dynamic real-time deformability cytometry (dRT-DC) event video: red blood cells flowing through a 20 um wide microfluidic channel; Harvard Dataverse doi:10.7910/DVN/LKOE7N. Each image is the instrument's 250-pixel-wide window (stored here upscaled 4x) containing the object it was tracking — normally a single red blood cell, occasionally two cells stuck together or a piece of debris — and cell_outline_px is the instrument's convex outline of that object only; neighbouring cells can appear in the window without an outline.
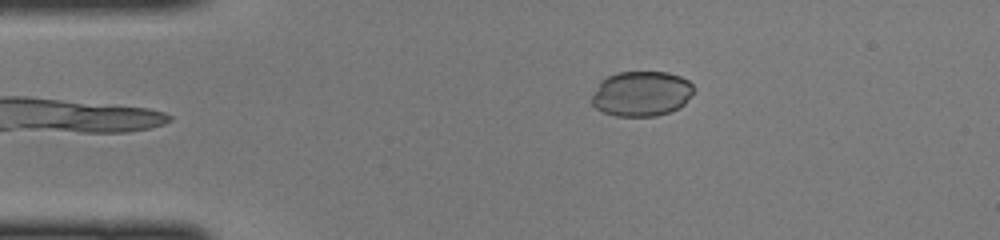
{"species": "common noctule bat (a hibernating species)", "species_latin": "Nyctalus noctula", "temperature_condition": "cold", "stored_images_in_passage": 39, "camera_frame_rate_fps": 3000, "um_per_image_px": 0.085, "animal": {"sex": "female", "body_mass_g": 22.0, "forearm_length_mm": 56.7}, "frame": {"image": 1, "passage_image": 1, "time_ms": 0.0, "image_size_px": [1000, 240], "cell_outline_px": [[692, 92], [684, 104], [680, 108], [672, 112], [656, 116], [616, 116], [604, 112], [596, 108], [592, 104], [592, 96], [600, 80], [616, 72], [668, 72], [680, 76], [688, 80], [692, 84]], "centroid_in_image_um": [54.51, 7.96], "position_along_channel_um": 30.5, "area_um2": 26.88}}
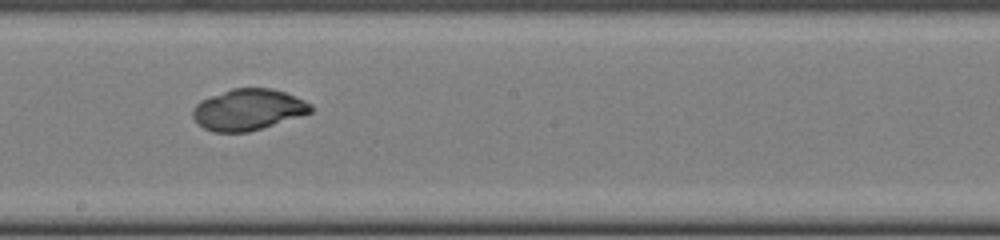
{"frame": {"image": 2, "passage_image": 18, "time_ms": 5.667, "image_size_px": [1000, 240], "cell_outline_px": [[312, 112], [300, 116], [248, 132], [212, 132], [196, 124], [192, 116], [192, 112], [196, 104], [200, 100], [232, 88], [272, 88], [284, 92], [304, 100], [312, 104]], "centroid_in_image_um": [21.06, 9.32], "position_along_channel_um": 227.1, "area_um2": 28.26}}
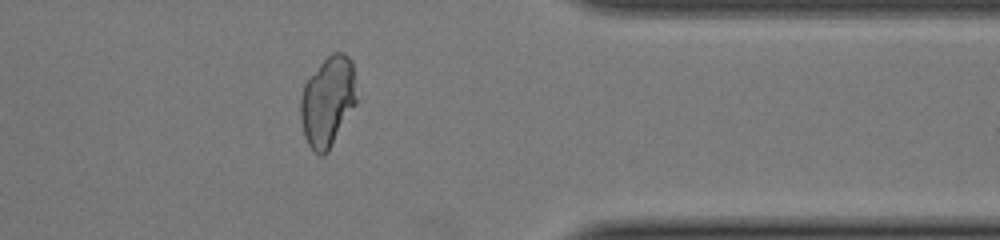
{"frame": {"image": 3, "passage_image": 30, "time_ms": 9.667, "image_size_px": [1000, 240], "cell_outline_px": [[356, 104], [328, 152], [324, 156], [320, 156], [308, 144], [304, 136], [300, 120], [300, 96], [304, 84], [320, 64], [332, 52], [344, 52], [352, 60], [356, 100]], "centroid_in_image_um": [27.84, 8.63], "position_along_channel_um": 383.6, "area_um2": 29.36}}